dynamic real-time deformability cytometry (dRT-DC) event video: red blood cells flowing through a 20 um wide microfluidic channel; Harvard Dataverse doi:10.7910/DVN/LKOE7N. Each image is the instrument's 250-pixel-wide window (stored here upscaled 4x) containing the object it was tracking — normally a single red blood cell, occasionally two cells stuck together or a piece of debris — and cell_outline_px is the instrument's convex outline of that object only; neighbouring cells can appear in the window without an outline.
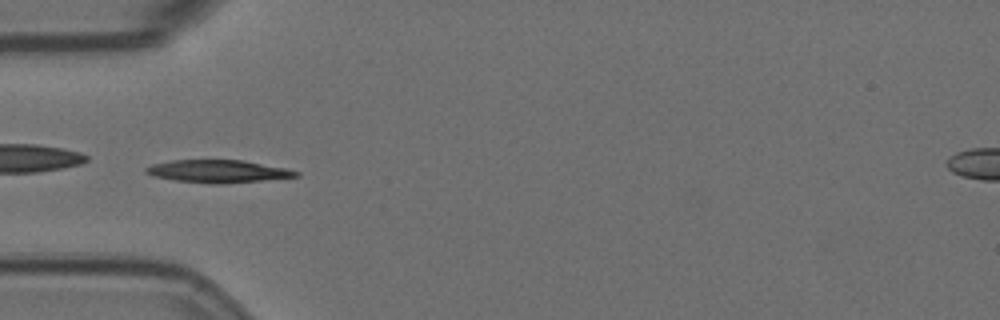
{"species": "Egyptian fruit bat (a non-hibernating species)", "species_latin": "Rousettus aegyptiacus", "temperature_condition": "room temperature", "stored_images_in_passage": 56, "camera_frame_rate_fps": 3000, "um_per_image_px": 0.085, "animal": {"sex": "female"}, "frame": {"image": 1, "passage_image": 17, "time_ms": 5.333, "image_size_px": [1000, 320], "cell_outline_px": [[300, 176], [224, 184], [208, 184], [176, 180], [152, 176], [144, 172], [144, 168], [152, 164], [172, 160], [240, 160], [288, 168], [300, 172]], "centroid_in_image_um": [18.52, 14.56], "position_along_channel_um": 66.5, "area_um2": 19.88}}
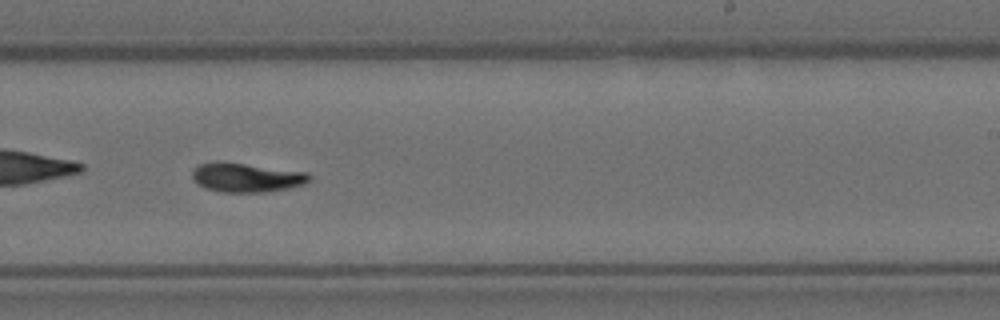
{"frame": {"image": 2, "passage_image": 34, "time_ms": 11.0, "image_size_px": [1000, 320], "cell_outline_px": [[312, 180], [304, 184], [288, 188], [264, 192], [224, 192], [208, 188], [200, 184], [192, 176], [192, 172], [200, 164], [216, 160], [220, 160], [308, 172], [312, 176]], "centroid_in_image_um": [21.01, 15.06], "position_along_channel_um": 268.0, "area_um2": 19.94}}
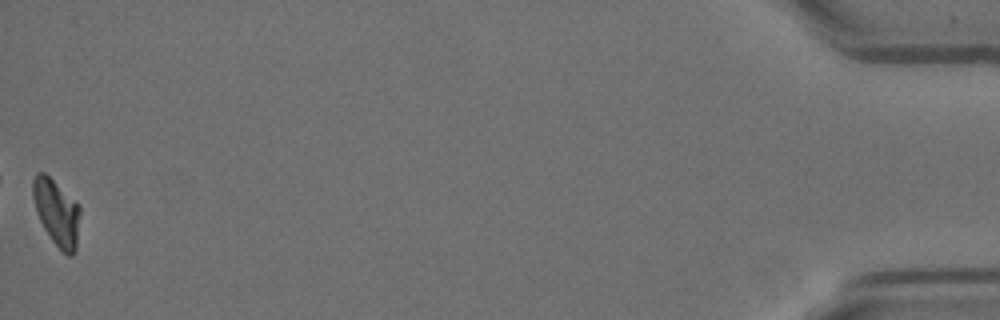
{"frame": {"image": 3, "passage_image": 56, "time_ms": 18.333, "image_size_px": [1000, 320], "cell_outline_px": [[80, 212], [76, 252], [72, 256], [68, 256], [52, 240], [44, 228], [36, 212], [32, 196], [32, 180], [36, 172], [44, 172], [80, 204]], "centroid_in_image_um": [4.82, 18.04], "position_along_channel_um": 430.4, "area_um2": 18.32}, "authors_computed_cell_mechanics": {"area_um2": 18.9006, "velocity_mm_per_s": 3.5649, "shape_relaxation_time_tau1_ms": 4.6941, "shape_relaxation_time_tau2_ms": 4.3605, "deformation_change_tau1": 0.2033, "deformation_change_tau2": 0.105}}